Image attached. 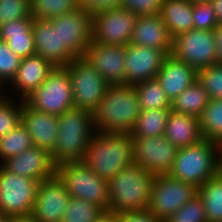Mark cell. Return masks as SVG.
Returning <instances> with one entry per match:
<instances>
[{
	"instance_id": "6da1fadb",
	"label": "cell",
	"mask_w": 222,
	"mask_h": 222,
	"mask_svg": "<svg viewBox=\"0 0 222 222\" xmlns=\"http://www.w3.org/2000/svg\"><path fill=\"white\" fill-rule=\"evenodd\" d=\"M140 112L138 96L133 85H109L93 111L95 130L130 134Z\"/></svg>"
},
{
	"instance_id": "7a4b0ae2",
	"label": "cell",
	"mask_w": 222,
	"mask_h": 222,
	"mask_svg": "<svg viewBox=\"0 0 222 222\" xmlns=\"http://www.w3.org/2000/svg\"><path fill=\"white\" fill-rule=\"evenodd\" d=\"M82 162L100 178L109 181L120 170L133 164L132 136L96 131Z\"/></svg>"
},
{
	"instance_id": "3957f363",
	"label": "cell",
	"mask_w": 222,
	"mask_h": 222,
	"mask_svg": "<svg viewBox=\"0 0 222 222\" xmlns=\"http://www.w3.org/2000/svg\"><path fill=\"white\" fill-rule=\"evenodd\" d=\"M58 137L51 153L56 166L67 162H82L89 141L96 132L93 112L71 108L58 116Z\"/></svg>"
},
{
	"instance_id": "277c9868",
	"label": "cell",
	"mask_w": 222,
	"mask_h": 222,
	"mask_svg": "<svg viewBox=\"0 0 222 222\" xmlns=\"http://www.w3.org/2000/svg\"><path fill=\"white\" fill-rule=\"evenodd\" d=\"M154 178V174L134 163L120 170L108 181V211L115 215L147 210Z\"/></svg>"
},
{
	"instance_id": "5b68a950",
	"label": "cell",
	"mask_w": 222,
	"mask_h": 222,
	"mask_svg": "<svg viewBox=\"0 0 222 222\" xmlns=\"http://www.w3.org/2000/svg\"><path fill=\"white\" fill-rule=\"evenodd\" d=\"M221 150L222 145L207 139L180 148L169 175L199 188L220 174Z\"/></svg>"
},
{
	"instance_id": "8992f818",
	"label": "cell",
	"mask_w": 222,
	"mask_h": 222,
	"mask_svg": "<svg viewBox=\"0 0 222 222\" xmlns=\"http://www.w3.org/2000/svg\"><path fill=\"white\" fill-rule=\"evenodd\" d=\"M56 174L71 197L97 204L104 211L109 210L108 181L100 178L83 162L60 164L56 167Z\"/></svg>"
},
{
	"instance_id": "52a82bcc",
	"label": "cell",
	"mask_w": 222,
	"mask_h": 222,
	"mask_svg": "<svg viewBox=\"0 0 222 222\" xmlns=\"http://www.w3.org/2000/svg\"><path fill=\"white\" fill-rule=\"evenodd\" d=\"M25 101L34 109L61 115L74 107L71 78L65 67H55Z\"/></svg>"
},
{
	"instance_id": "ba28073f",
	"label": "cell",
	"mask_w": 222,
	"mask_h": 222,
	"mask_svg": "<svg viewBox=\"0 0 222 222\" xmlns=\"http://www.w3.org/2000/svg\"><path fill=\"white\" fill-rule=\"evenodd\" d=\"M198 195V188L169 174L155 175L147 210L156 219H168Z\"/></svg>"
},
{
	"instance_id": "9c48e42d",
	"label": "cell",
	"mask_w": 222,
	"mask_h": 222,
	"mask_svg": "<svg viewBox=\"0 0 222 222\" xmlns=\"http://www.w3.org/2000/svg\"><path fill=\"white\" fill-rule=\"evenodd\" d=\"M65 68L71 78L74 108L93 112L109 84L83 56L75 58Z\"/></svg>"
},
{
	"instance_id": "30bf717a",
	"label": "cell",
	"mask_w": 222,
	"mask_h": 222,
	"mask_svg": "<svg viewBox=\"0 0 222 222\" xmlns=\"http://www.w3.org/2000/svg\"><path fill=\"white\" fill-rule=\"evenodd\" d=\"M39 181L6 170L0 165V214L31 215Z\"/></svg>"
},
{
	"instance_id": "8fae6325",
	"label": "cell",
	"mask_w": 222,
	"mask_h": 222,
	"mask_svg": "<svg viewBox=\"0 0 222 222\" xmlns=\"http://www.w3.org/2000/svg\"><path fill=\"white\" fill-rule=\"evenodd\" d=\"M196 71L217 64L213 31L191 29L172 39L171 54Z\"/></svg>"
},
{
	"instance_id": "7c38bea8",
	"label": "cell",
	"mask_w": 222,
	"mask_h": 222,
	"mask_svg": "<svg viewBox=\"0 0 222 222\" xmlns=\"http://www.w3.org/2000/svg\"><path fill=\"white\" fill-rule=\"evenodd\" d=\"M137 15L124 8L92 14V41L100 44H130Z\"/></svg>"
},
{
	"instance_id": "4fadbf2b",
	"label": "cell",
	"mask_w": 222,
	"mask_h": 222,
	"mask_svg": "<svg viewBox=\"0 0 222 222\" xmlns=\"http://www.w3.org/2000/svg\"><path fill=\"white\" fill-rule=\"evenodd\" d=\"M177 150L164 135L132 137L133 163L154 175L170 173Z\"/></svg>"
},
{
	"instance_id": "5bb4252c",
	"label": "cell",
	"mask_w": 222,
	"mask_h": 222,
	"mask_svg": "<svg viewBox=\"0 0 222 222\" xmlns=\"http://www.w3.org/2000/svg\"><path fill=\"white\" fill-rule=\"evenodd\" d=\"M71 196L55 174L39 182L31 215L38 222H61Z\"/></svg>"
},
{
	"instance_id": "9a60e30c",
	"label": "cell",
	"mask_w": 222,
	"mask_h": 222,
	"mask_svg": "<svg viewBox=\"0 0 222 222\" xmlns=\"http://www.w3.org/2000/svg\"><path fill=\"white\" fill-rule=\"evenodd\" d=\"M51 21L59 27L61 47H66L76 58L83 56L92 40V14L79 7Z\"/></svg>"
},
{
	"instance_id": "2e32d148",
	"label": "cell",
	"mask_w": 222,
	"mask_h": 222,
	"mask_svg": "<svg viewBox=\"0 0 222 222\" xmlns=\"http://www.w3.org/2000/svg\"><path fill=\"white\" fill-rule=\"evenodd\" d=\"M125 56V84L135 85L156 78L168 55L153 47L128 44Z\"/></svg>"
},
{
	"instance_id": "e0dca14e",
	"label": "cell",
	"mask_w": 222,
	"mask_h": 222,
	"mask_svg": "<svg viewBox=\"0 0 222 222\" xmlns=\"http://www.w3.org/2000/svg\"><path fill=\"white\" fill-rule=\"evenodd\" d=\"M83 57L109 85L125 84V46L91 40Z\"/></svg>"
},
{
	"instance_id": "ac0fdd59",
	"label": "cell",
	"mask_w": 222,
	"mask_h": 222,
	"mask_svg": "<svg viewBox=\"0 0 222 222\" xmlns=\"http://www.w3.org/2000/svg\"><path fill=\"white\" fill-rule=\"evenodd\" d=\"M32 32L35 54L50 61L54 66L65 67L76 58L66 47H61L59 27L51 20L34 19Z\"/></svg>"
},
{
	"instance_id": "d6986e66",
	"label": "cell",
	"mask_w": 222,
	"mask_h": 222,
	"mask_svg": "<svg viewBox=\"0 0 222 222\" xmlns=\"http://www.w3.org/2000/svg\"><path fill=\"white\" fill-rule=\"evenodd\" d=\"M58 116L32 108L22 100L21 123L30 133L35 147L52 153L58 137Z\"/></svg>"
},
{
	"instance_id": "ffe728a7",
	"label": "cell",
	"mask_w": 222,
	"mask_h": 222,
	"mask_svg": "<svg viewBox=\"0 0 222 222\" xmlns=\"http://www.w3.org/2000/svg\"><path fill=\"white\" fill-rule=\"evenodd\" d=\"M6 170L41 182L56 174V165L51 153L45 149L32 147L1 164Z\"/></svg>"
},
{
	"instance_id": "44dd1931",
	"label": "cell",
	"mask_w": 222,
	"mask_h": 222,
	"mask_svg": "<svg viewBox=\"0 0 222 222\" xmlns=\"http://www.w3.org/2000/svg\"><path fill=\"white\" fill-rule=\"evenodd\" d=\"M55 67L37 54L22 59L15 78L7 87V90L10 89L12 92H5V95L10 96L14 92L17 99L25 100L45 81Z\"/></svg>"
},
{
	"instance_id": "7402d4cb",
	"label": "cell",
	"mask_w": 222,
	"mask_h": 222,
	"mask_svg": "<svg viewBox=\"0 0 222 222\" xmlns=\"http://www.w3.org/2000/svg\"><path fill=\"white\" fill-rule=\"evenodd\" d=\"M156 79L172 102L181 92L197 80V71L185 62L175 59L172 55H168Z\"/></svg>"
},
{
	"instance_id": "603a6c76",
	"label": "cell",
	"mask_w": 222,
	"mask_h": 222,
	"mask_svg": "<svg viewBox=\"0 0 222 222\" xmlns=\"http://www.w3.org/2000/svg\"><path fill=\"white\" fill-rule=\"evenodd\" d=\"M172 39L159 14L138 16L130 44L153 47L163 50L167 55H170Z\"/></svg>"
},
{
	"instance_id": "cb8c5ba5",
	"label": "cell",
	"mask_w": 222,
	"mask_h": 222,
	"mask_svg": "<svg viewBox=\"0 0 222 222\" xmlns=\"http://www.w3.org/2000/svg\"><path fill=\"white\" fill-rule=\"evenodd\" d=\"M33 20L32 16H28L0 25V40L7 42L8 47L21 59L35 54Z\"/></svg>"
},
{
	"instance_id": "d4e9b609",
	"label": "cell",
	"mask_w": 222,
	"mask_h": 222,
	"mask_svg": "<svg viewBox=\"0 0 222 222\" xmlns=\"http://www.w3.org/2000/svg\"><path fill=\"white\" fill-rule=\"evenodd\" d=\"M164 136L178 149L197 144L203 139L199 118L170 110Z\"/></svg>"
},
{
	"instance_id": "484cf974",
	"label": "cell",
	"mask_w": 222,
	"mask_h": 222,
	"mask_svg": "<svg viewBox=\"0 0 222 222\" xmlns=\"http://www.w3.org/2000/svg\"><path fill=\"white\" fill-rule=\"evenodd\" d=\"M159 16L172 38L193 29V4L187 0H163Z\"/></svg>"
},
{
	"instance_id": "4316f807",
	"label": "cell",
	"mask_w": 222,
	"mask_h": 222,
	"mask_svg": "<svg viewBox=\"0 0 222 222\" xmlns=\"http://www.w3.org/2000/svg\"><path fill=\"white\" fill-rule=\"evenodd\" d=\"M209 100L204 87L196 80L171 102V110L199 118Z\"/></svg>"
},
{
	"instance_id": "83f0119b",
	"label": "cell",
	"mask_w": 222,
	"mask_h": 222,
	"mask_svg": "<svg viewBox=\"0 0 222 222\" xmlns=\"http://www.w3.org/2000/svg\"><path fill=\"white\" fill-rule=\"evenodd\" d=\"M170 110L171 109L141 110L130 135L139 138L164 135Z\"/></svg>"
},
{
	"instance_id": "f1b7e54d",
	"label": "cell",
	"mask_w": 222,
	"mask_h": 222,
	"mask_svg": "<svg viewBox=\"0 0 222 222\" xmlns=\"http://www.w3.org/2000/svg\"><path fill=\"white\" fill-rule=\"evenodd\" d=\"M208 222H222V175L209 179L198 188Z\"/></svg>"
},
{
	"instance_id": "f546056e",
	"label": "cell",
	"mask_w": 222,
	"mask_h": 222,
	"mask_svg": "<svg viewBox=\"0 0 222 222\" xmlns=\"http://www.w3.org/2000/svg\"><path fill=\"white\" fill-rule=\"evenodd\" d=\"M203 139L222 145V99H210L199 117Z\"/></svg>"
},
{
	"instance_id": "4dcf8cb0",
	"label": "cell",
	"mask_w": 222,
	"mask_h": 222,
	"mask_svg": "<svg viewBox=\"0 0 222 222\" xmlns=\"http://www.w3.org/2000/svg\"><path fill=\"white\" fill-rule=\"evenodd\" d=\"M133 86L135 87L141 110L171 109V101L156 78Z\"/></svg>"
},
{
	"instance_id": "1f68e13d",
	"label": "cell",
	"mask_w": 222,
	"mask_h": 222,
	"mask_svg": "<svg viewBox=\"0 0 222 222\" xmlns=\"http://www.w3.org/2000/svg\"><path fill=\"white\" fill-rule=\"evenodd\" d=\"M34 147L30 133L22 123L0 138V165L19 155L21 152Z\"/></svg>"
},
{
	"instance_id": "d6a6232c",
	"label": "cell",
	"mask_w": 222,
	"mask_h": 222,
	"mask_svg": "<svg viewBox=\"0 0 222 222\" xmlns=\"http://www.w3.org/2000/svg\"><path fill=\"white\" fill-rule=\"evenodd\" d=\"M30 4L31 16L43 20H51L80 7L77 0H30Z\"/></svg>"
},
{
	"instance_id": "836d02e7",
	"label": "cell",
	"mask_w": 222,
	"mask_h": 222,
	"mask_svg": "<svg viewBox=\"0 0 222 222\" xmlns=\"http://www.w3.org/2000/svg\"><path fill=\"white\" fill-rule=\"evenodd\" d=\"M104 212L97 204L71 197L61 222H93Z\"/></svg>"
},
{
	"instance_id": "e575fe53",
	"label": "cell",
	"mask_w": 222,
	"mask_h": 222,
	"mask_svg": "<svg viewBox=\"0 0 222 222\" xmlns=\"http://www.w3.org/2000/svg\"><path fill=\"white\" fill-rule=\"evenodd\" d=\"M11 95L0 97V138L21 123L22 100L15 98L14 93Z\"/></svg>"
},
{
	"instance_id": "d590c367",
	"label": "cell",
	"mask_w": 222,
	"mask_h": 222,
	"mask_svg": "<svg viewBox=\"0 0 222 222\" xmlns=\"http://www.w3.org/2000/svg\"><path fill=\"white\" fill-rule=\"evenodd\" d=\"M197 80L210 99H222V65L216 64L198 70Z\"/></svg>"
},
{
	"instance_id": "8d00e7d4",
	"label": "cell",
	"mask_w": 222,
	"mask_h": 222,
	"mask_svg": "<svg viewBox=\"0 0 222 222\" xmlns=\"http://www.w3.org/2000/svg\"><path fill=\"white\" fill-rule=\"evenodd\" d=\"M21 58L14 54L7 42L0 40V85L6 88L15 78ZM7 84V85H6Z\"/></svg>"
},
{
	"instance_id": "74e56055",
	"label": "cell",
	"mask_w": 222,
	"mask_h": 222,
	"mask_svg": "<svg viewBox=\"0 0 222 222\" xmlns=\"http://www.w3.org/2000/svg\"><path fill=\"white\" fill-rule=\"evenodd\" d=\"M168 220L170 222H208L204 204L199 195L173 213Z\"/></svg>"
},
{
	"instance_id": "f35d334b",
	"label": "cell",
	"mask_w": 222,
	"mask_h": 222,
	"mask_svg": "<svg viewBox=\"0 0 222 222\" xmlns=\"http://www.w3.org/2000/svg\"><path fill=\"white\" fill-rule=\"evenodd\" d=\"M218 25L211 1L193 4V29L213 31Z\"/></svg>"
},
{
	"instance_id": "ab89813d",
	"label": "cell",
	"mask_w": 222,
	"mask_h": 222,
	"mask_svg": "<svg viewBox=\"0 0 222 222\" xmlns=\"http://www.w3.org/2000/svg\"><path fill=\"white\" fill-rule=\"evenodd\" d=\"M31 16L30 0H0V25Z\"/></svg>"
},
{
	"instance_id": "60d3db41",
	"label": "cell",
	"mask_w": 222,
	"mask_h": 222,
	"mask_svg": "<svg viewBox=\"0 0 222 222\" xmlns=\"http://www.w3.org/2000/svg\"><path fill=\"white\" fill-rule=\"evenodd\" d=\"M163 0H121L120 7L137 16H154L161 11Z\"/></svg>"
},
{
	"instance_id": "b9f144b4",
	"label": "cell",
	"mask_w": 222,
	"mask_h": 222,
	"mask_svg": "<svg viewBox=\"0 0 222 222\" xmlns=\"http://www.w3.org/2000/svg\"><path fill=\"white\" fill-rule=\"evenodd\" d=\"M78 5L90 14L120 7L121 0H77Z\"/></svg>"
},
{
	"instance_id": "7bdbcfd3",
	"label": "cell",
	"mask_w": 222,
	"mask_h": 222,
	"mask_svg": "<svg viewBox=\"0 0 222 222\" xmlns=\"http://www.w3.org/2000/svg\"><path fill=\"white\" fill-rule=\"evenodd\" d=\"M114 219L115 222H158V219L148 210L117 213Z\"/></svg>"
},
{
	"instance_id": "ee69618b",
	"label": "cell",
	"mask_w": 222,
	"mask_h": 222,
	"mask_svg": "<svg viewBox=\"0 0 222 222\" xmlns=\"http://www.w3.org/2000/svg\"><path fill=\"white\" fill-rule=\"evenodd\" d=\"M213 34L216 44L217 64L222 65V24H219L213 30Z\"/></svg>"
},
{
	"instance_id": "f6af8a7d",
	"label": "cell",
	"mask_w": 222,
	"mask_h": 222,
	"mask_svg": "<svg viewBox=\"0 0 222 222\" xmlns=\"http://www.w3.org/2000/svg\"><path fill=\"white\" fill-rule=\"evenodd\" d=\"M214 6L218 24H222V0H210Z\"/></svg>"
},
{
	"instance_id": "bcb514c9",
	"label": "cell",
	"mask_w": 222,
	"mask_h": 222,
	"mask_svg": "<svg viewBox=\"0 0 222 222\" xmlns=\"http://www.w3.org/2000/svg\"><path fill=\"white\" fill-rule=\"evenodd\" d=\"M13 222H38L32 215L14 217Z\"/></svg>"
},
{
	"instance_id": "7dc6e473",
	"label": "cell",
	"mask_w": 222,
	"mask_h": 222,
	"mask_svg": "<svg viewBox=\"0 0 222 222\" xmlns=\"http://www.w3.org/2000/svg\"><path fill=\"white\" fill-rule=\"evenodd\" d=\"M104 222H115L114 214L109 211L104 212Z\"/></svg>"
},
{
	"instance_id": "c3c4849f",
	"label": "cell",
	"mask_w": 222,
	"mask_h": 222,
	"mask_svg": "<svg viewBox=\"0 0 222 222\" xmlns=\"http://www.w3.org/2000/svg\"><path fill=\"white\" fill-rule=\"evenodd\" d=\"M14 217L11 215L0 214V222H13Z\"/></svg>"
},
{
	"instance_id": "681fc988",
	"label": "cell",
	"mask_w": 222,
	"mask_h": 222,
	"mask_svg": "<svg viewBox=\"0 0 222 222\" xmlns=\"http://www.w3.org/2000/svg\"><path fill=\"white\" fill-rule=\"evenodd\" d=\"M93 222H104V213L100 215L95 221Z\"/></svg>"
},
{
	"instance_id": "f907efd6",
	"label": "cell",
	"mask_w": 222,
	"mask_h": 222,
	"mask_svg": "<svg viewBox=\"0 0 222 222\" xmlns=\"http://www.w3.org/2000/svg\"><path fill=\"white\" fill-rule=\"evenodd\" d=\"M187 1L191 2L192 4H195V3H200L204 1H210V0H187Z\"/></svg>"
},
{
	"instance_id": "816d5d0a",
	"label": "cell",
	"mask_w": 222,
	"mask_h": 222,
	"mask_svg": "<svg viewBox=\"0 0 222 222\" xmlns=\"http://www.w3.org/2000/svg\"><path fill=\"white\" fill-rule=\"evenodd\" d=\"M220 174L222 175V150L220 154Z\"/></svg>"
},
{
	"instance_id": "f5cc1de1",
	"label": "cell",
	"mask_w": 222,
	"mask_h": 222,
	"mask_svg": "<svg viewBox=\"0 0 222 222\" xmlns=\"http://www.w3.org/2000/svg\"><path fill=\"white\" fill-rule=\"evenodd\" d=\"M5 94L4 88L0 85V97Z\"/></svg>"
},
{
	"instance_id": "db71d44e",
	"label": "cell",
	"mask_w": 222,
	"mask_h": 222,
	"mask_svg": "<svg viewBox=\"0 0 222 222\" xmlns=\"http://www.w3.org/2000/svg\"><path fill=\"white\" fill-rule=\"evenodd\" d=\"M158 222H170L168 219H158Z\"/></svg>"
}]
</instances>
